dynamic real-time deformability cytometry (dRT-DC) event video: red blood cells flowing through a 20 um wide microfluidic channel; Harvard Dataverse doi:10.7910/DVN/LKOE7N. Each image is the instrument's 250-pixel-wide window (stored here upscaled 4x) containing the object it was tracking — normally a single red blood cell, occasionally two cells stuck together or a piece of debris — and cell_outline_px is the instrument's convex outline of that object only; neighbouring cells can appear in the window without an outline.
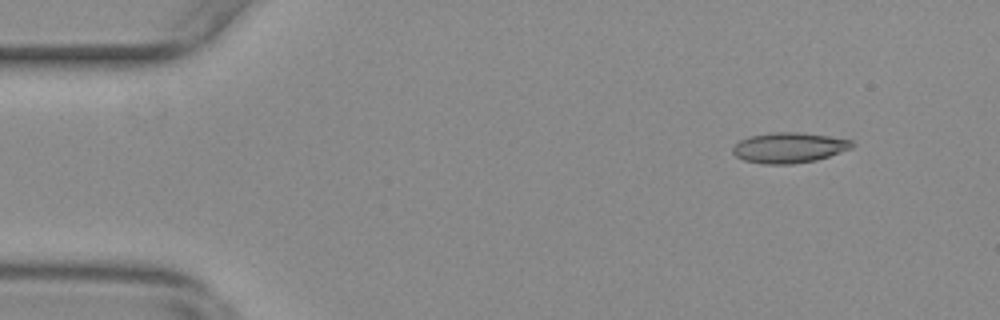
{"species": "common noctule bat (a hibernating species)", "species_latin": "Nyctalus noctula", "temperature_condition": "warm", "stored_images_in_passage": 18, "camera_frame_rate_fps": 3000, "um_per_image_px": 0.085, "animal": {"sex": "female", "body_mass_g": 29.2, "forearm_length_mm": 56.3}, "frame": {"image": 1, "passage_image": 6, "time_ms": 1.667, "image_size_px": [1000, 320], "cell_outline_px": [[856, 144], [852, 148], [816, 160], [792, 164], [764, 164], [744, 160], [736, 156], [732, 152], [732, 148], [740, 140], [748, 136], [772, 132], [796, 132], [828, 136], [852, 140]], "centroid_in_image_um": [67.06, 12.55], "position_along_channel_um": 17.9, "area_um2": 21.1}}